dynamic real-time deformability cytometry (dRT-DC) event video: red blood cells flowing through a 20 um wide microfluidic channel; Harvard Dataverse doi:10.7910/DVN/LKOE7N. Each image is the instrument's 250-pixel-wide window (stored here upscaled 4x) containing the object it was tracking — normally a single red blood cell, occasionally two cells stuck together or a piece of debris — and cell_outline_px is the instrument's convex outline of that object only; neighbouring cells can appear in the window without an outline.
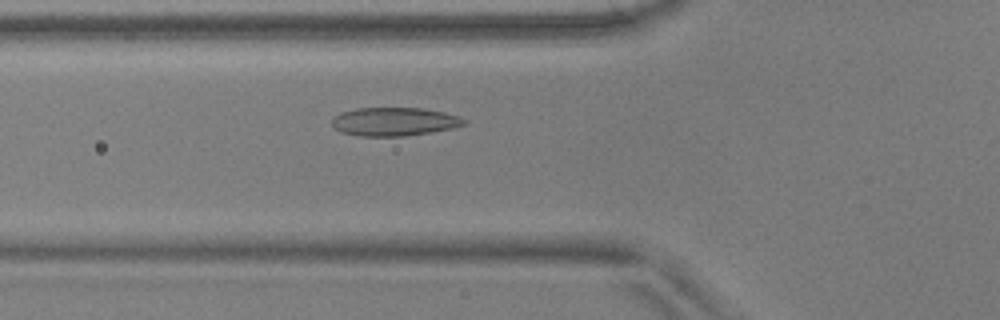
{"species": "common noctule bat (a hibernating species)", "species_latin": "Nyctalus noctula", "temperature_condition": "warm", "stored_images_in_passage": 52, "camera_frame_rate_fps": 3000, "um_per_image_px": 0.085, "animal": {"sex": "male", "body_mass_g": 17.9, "forearm_length_mm": 54.2}, "frame": {"image": 1, "passage_image": 17, "time_ms": 5.333, "image_size_px": [1000, 320], "cell_outline_px": [[468, 124], [452, 128], [404, 136], [360, 136], [340, 132], [332, 128], [332, 116], [340, 112], [356, 108], [420, 108], [444, 112], [460, 116], [468, 120]], "centroid_in_image_um": [33.49, 10.33], "position_along_channel_um": 92.3, "area_um2": 22.14}}
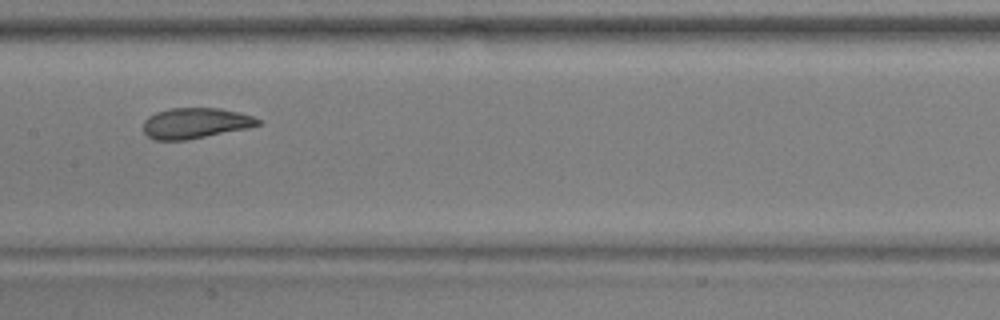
{"frame": {"image": 2, "passage_image": 25, "time_ms": 8.0, "image_size_px": [1000, 320], "cell_outline_px": [[260, 124], [248, 128], [184, 140], [156, 140], [148, 136], [144, 132], [144, 120], [148, 116], [156, 112], [172, 108], [220, 108], [240, 112], [252, 116], [260, 120]], "centroid_in_image_um": [16.6, 10.46], "position_along_channel_um": 190.8, "area_um2": 20.29}}
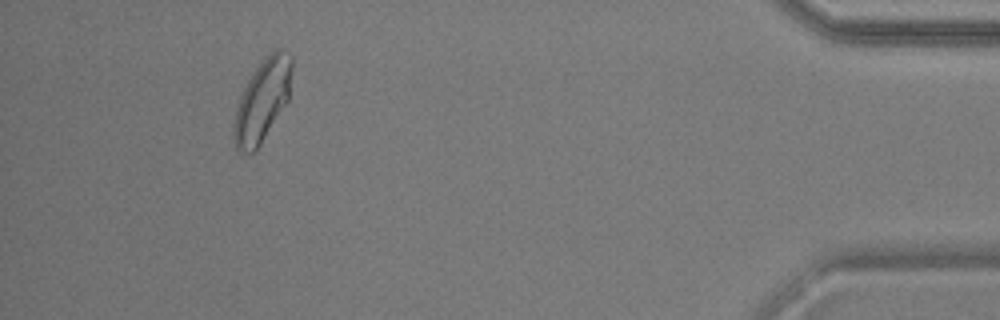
{"frame": {"image": 3, "passage_image": 48, "time_ms": 15.667, "image_size_px": [1000, 320], "cell_outline_px": [[292, 72], [288, 100], [260, 144], [252, 152], [244, 152], [236, 148], [236, 108], [240, 96], [252, 72], [276, 48], [280, 48], [292, 56]], "centroid_in_image_um": [22.35, 8.47], "position_along_channel_um": 412.8, "area_um2": 26.65}, "authors_computed_cell_mechanics": {"area_um2": 22.1085, "velocity_mm_per_s": 3.6743, "shape_relaxation_time_tau1_ms": 4.6954, "shape_relaxation_time_tau2_ms": 1.2765, "deformation_change_tau1": 0.1427, "deformation_change_tau2": 0.0404}}